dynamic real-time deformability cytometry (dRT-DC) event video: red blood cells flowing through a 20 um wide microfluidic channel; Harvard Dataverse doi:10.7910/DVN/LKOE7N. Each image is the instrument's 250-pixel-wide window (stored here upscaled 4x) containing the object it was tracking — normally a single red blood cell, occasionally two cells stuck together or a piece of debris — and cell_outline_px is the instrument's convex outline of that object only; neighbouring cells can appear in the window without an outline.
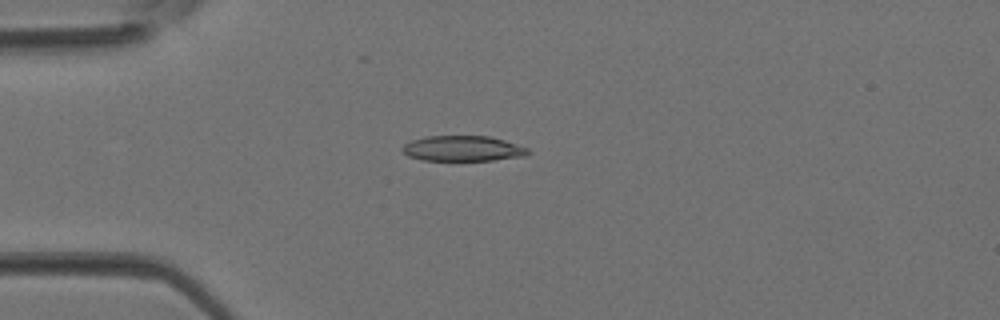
{"species": "Egyptian fruit bat (a non-hibernating species)", "species_latin": "Rousettus aegyptiacus", "temperature_condition": "room temperature", "stored_images_in_passage": 3, "camera_frame_rate_fps": 3000, "um_per_image_px": 0.085, "animal": {"sex": "female"}, "frame": {"image": 1, "passage_image": 3, "time_ms": 0.667, "image_size_px": [1000, 320], "cell_outline_px": [[532, 152], [528, 156], [492, 160], [424, 160], [408, 156], [400, 148], [404, 144], [412, 140], [424, 136], [488, 136], [504, 140], [528, 148]], "centroid_in_image_um": [39.36, 12.62], "position_along_channel_um": 45.6, "area_um2": 18.67}}